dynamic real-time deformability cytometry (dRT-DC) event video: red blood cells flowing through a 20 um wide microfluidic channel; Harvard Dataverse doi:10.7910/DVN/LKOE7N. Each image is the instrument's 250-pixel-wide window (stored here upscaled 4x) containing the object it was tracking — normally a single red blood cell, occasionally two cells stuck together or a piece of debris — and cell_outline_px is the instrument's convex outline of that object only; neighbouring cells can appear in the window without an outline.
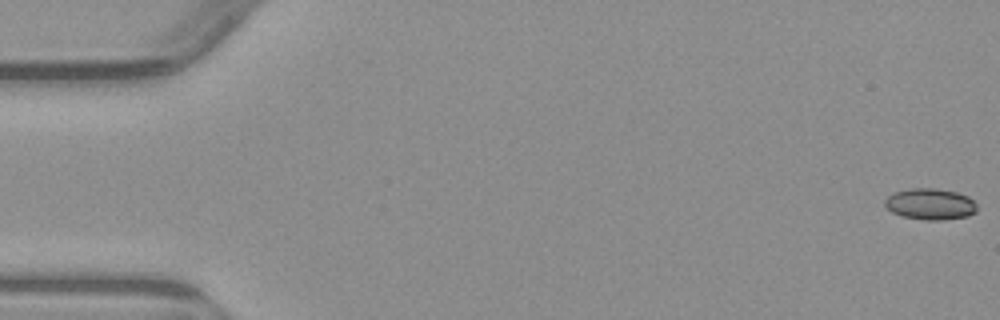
{"species": "common noctule bat (a hibernating species)", "species_latin": "Nyctalus noctula", "temperature_condition": "warm", "stored_images_in_passage": 5, "camera_frame_rate_fps": 3000, "um_per_image_px": 0.085, "animal": {"sex": "male", "body_mass_g": 23.1, "forearm_length_mm": 52.7}, "frame": {"image": 1, "passage_image": 1, "time_ms": 0.0, "image_size_px": [1000, 320], "cell_outline_px": [[976, 212], [968, 216], [940, 220], [924, 220], [904, 216], [892, 212], [884, 204], [884, 200], [892, 192], [912, 188], [936, 188], [956, 192], [968, 196], [976, 204]], "centroid_in_image_um": [79.06, 17.34], "position_along_channel_um": 5.9, "area_um2": 16.76}}
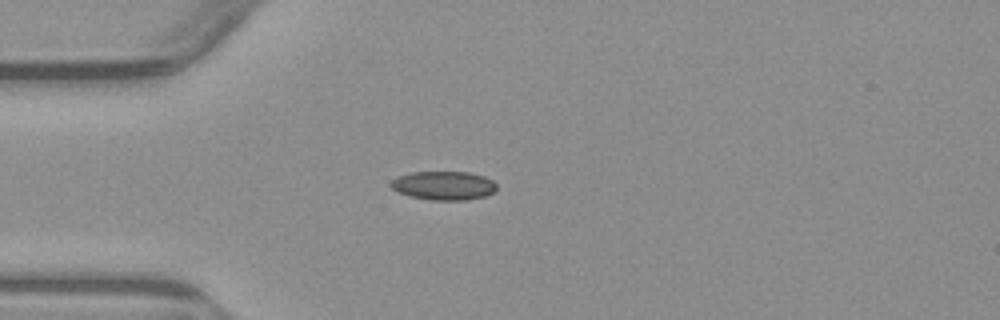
{"frame": {"image": 2, "passage_image": 4, "time_ms": 4.667, "image_size_px": [1000, 320], "cell_outline_px": [[496, 188], [492, 192], [484, 196], [464, 200], [432, 200], [412, 196], [396, 192], [388, 184], [396, 176], [412, 172], [468, 172], [484, 176], [492, 180], [496, 184]], "centroid_in_image_um": [37.67, 15.76], "position_along_channel_um": 47.3, "area_um2": 17.69}}